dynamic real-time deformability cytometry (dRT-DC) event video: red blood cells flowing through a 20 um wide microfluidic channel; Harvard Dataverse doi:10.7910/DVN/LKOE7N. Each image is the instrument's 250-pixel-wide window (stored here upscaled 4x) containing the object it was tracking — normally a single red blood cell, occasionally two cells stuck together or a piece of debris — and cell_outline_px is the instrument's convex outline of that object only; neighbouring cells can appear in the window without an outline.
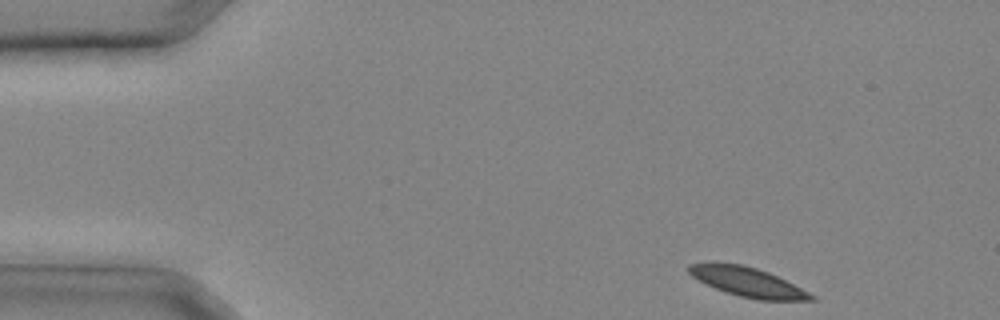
{"species": "common noctule bat (a hibernating species)", "species_latin": "Nyctalus noctula", "temperature_condition": "cold", "stored_images_in_passage": 7, "camera_frame_rate_fps": 3000, "um_per_image_px": 0.085, "animal": {"sex": "male", "body_mass_g": 20.4}, "frame": {"image": 1, "passage_image": 1, "time_ms": 0.0, "image_size_px": [1000, 320], "cell_outline_px": [[816, 300], [760, 300], [740, 296], [716, 288], [692, 276], [688, 272], [688, 264], [740, 264], [756, 268], [768, 272], [816, 296]], "centroid_in_image_um": [63.59, 23.99], "position_along_channel_um": 21.4, "area_um2": 20.06}}